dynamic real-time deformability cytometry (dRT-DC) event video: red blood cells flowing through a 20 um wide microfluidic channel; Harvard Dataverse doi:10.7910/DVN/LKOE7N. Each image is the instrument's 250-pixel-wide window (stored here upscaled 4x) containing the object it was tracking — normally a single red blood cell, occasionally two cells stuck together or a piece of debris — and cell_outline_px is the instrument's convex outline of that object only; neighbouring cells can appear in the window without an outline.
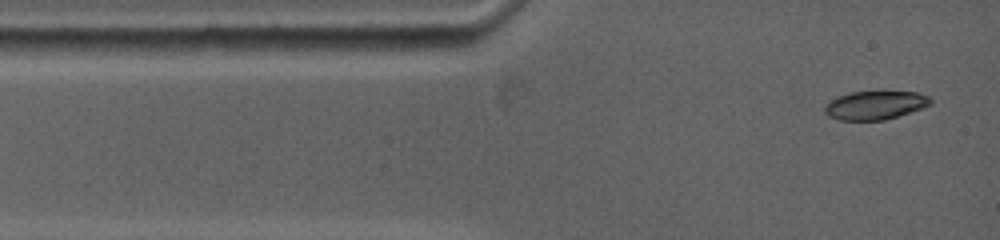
{"species": "common noctule bat (a hibernating species)", "species_latin": "Nyctalus noctula", "temperature_condition": "warm", "stored_images_in_passage": 11, "camera_frame_rate_fps": 5000, "um_per_image_px": 0.085, "animal": {"sex": "female", "body_mass_g": 19.0, "forearm_length_mm": 53.3}, "frame": {"image": 1, "passage_image": 1, "time_ms": 0.0, "image_size_px": [1000, 240], "cell_outline_px": [[932, 104], [884, 120], [840, 120], [828, 116], [824, 112], [824, 108], [832, 100], [840, 96], [852, 92], [916, 92], [928, 96], [932, 100]], "centroid_in_image_um": [74.38, 8.95], "position_along_channel_um": 10.6, "area_um2": 17.17}}
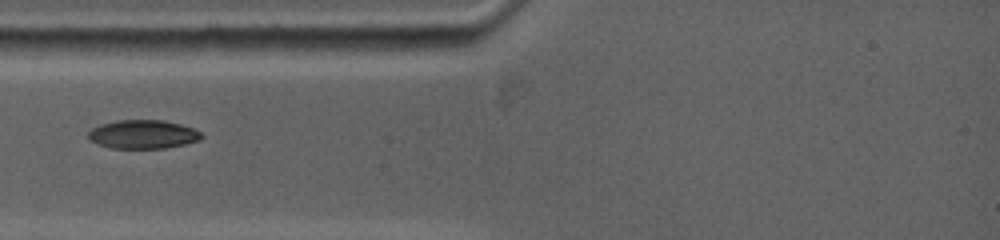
{"frame": {"image": 2, "passage_image": 5, "time_ms": 2.6, "image_size_px": [1000, 240], "cell_outline_px": [[204, 136], [200, 140], [184, 144], [164, 148], [112, 148], [100, 144], [92, 140], [88, 136], [88, 132], [92, 128], [100, 124], [116, 120], [164, 120], [180, 124], [192, 128], [200, 132]], "centroid_in_image_um": [12.17, 11.41], "position_along_channel_um": 72.8, "area_um2": 18.79}}
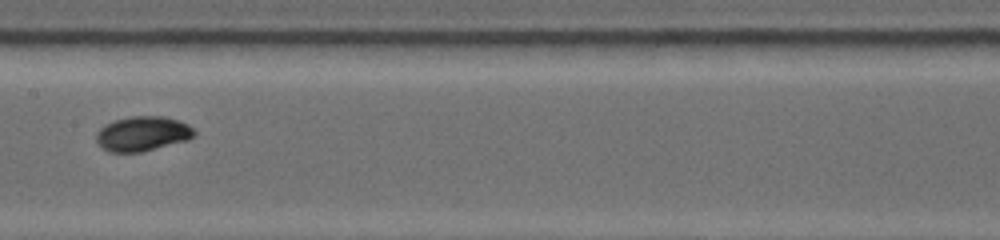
{"frame": {"image": 3, "passage_image": 10, "time_ms": 5.8, "image_size_px": [1000, 240], "cell_outline_px": [[196, 132], [192, 136], [184, 140], [140, 152], [112, 152], [104, 148], [96, 140], [96, 132], [104, 124], [128, 116], [164, 116], [188, 124]], "centroid_in_image_um": [12.07, 11.34], "position_along_channel_um": 195.3, "area_um2": 19.42}}